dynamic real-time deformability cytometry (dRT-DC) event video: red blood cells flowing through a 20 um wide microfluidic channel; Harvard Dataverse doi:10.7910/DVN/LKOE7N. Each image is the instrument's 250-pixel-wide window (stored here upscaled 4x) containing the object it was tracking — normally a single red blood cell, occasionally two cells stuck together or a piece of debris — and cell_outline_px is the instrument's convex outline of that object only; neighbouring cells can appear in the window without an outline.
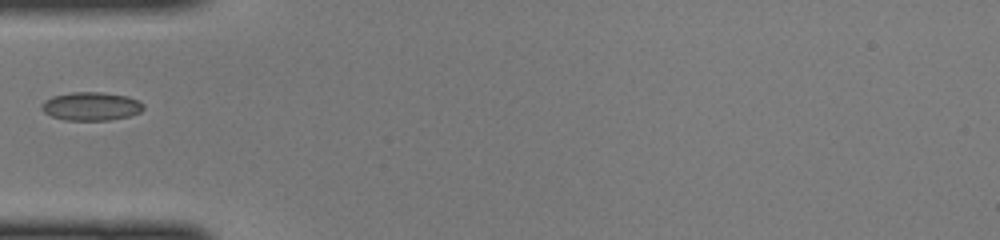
{"species": "common noctule bat (a hibernating species)", "species_latin": "Nyctalus noctula", "temperature_condition": "cold", "stored_images_in_passage": 33, "camera_frame_rate_fps": 3000, "um_per_image_px": 0.085, "animal": {"sex": "female", "body_mass_g": 22.0, "forearm_length_mm": 56.7}, "frame": {"image": 1, "passage_image": 1, "time_ms": 0.0, "image_size_px": [1000, 240], "cell_outline_px": [[144, 108], [140, 112], [128, 116], [108, 120], [64, 120], [52, 116], [44, 112], [40, 108], [40, 104], [44, 100], [52, 96], [72, 92], [100, 92], [128, 96], [144, 104]], "centroid_in_image_um": [7.71, 9.03], "position_along_channel_um": 77.3, "area_um2": 16.88}}
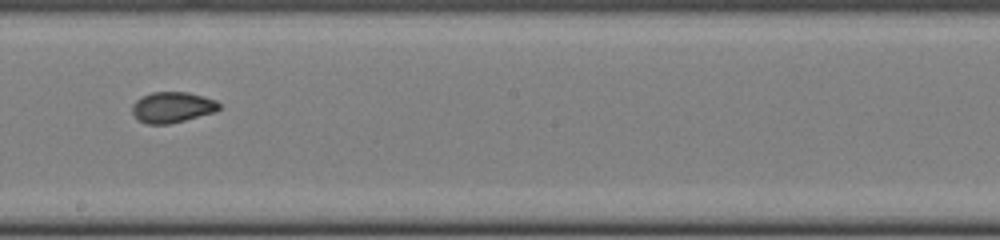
{"frame": {"image": 2, "passage_image": 12, "time_ms": 3.667, "image_size_px": [1000, 240], "cell_outline_px": [[220, 108], [216, 112], [168, 124], [144, 124], [132, 112], [132, 104], [140, 96], [152, 92], [188, 92], [204, 96], [216, 100], [220, 104]], "centroid_in_image_um": [14.65, 9.11], "position_along_channel_um": 233.6, "area_um2": 15.66}}
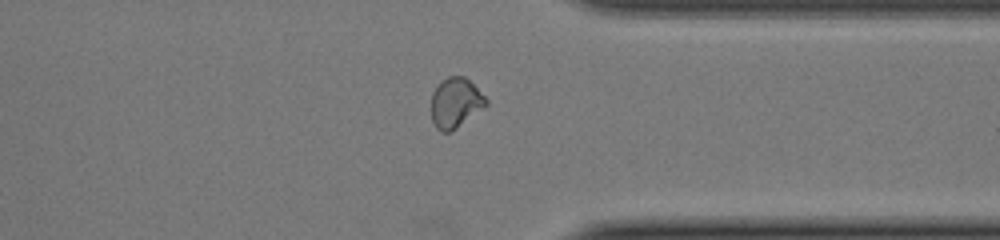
{"frame": {"image": 3, "passage_image": 22, "time_ms": 7.0, "image_size_px": [1000, 240], "cell_outline_px": [[488, 104], [484, 108], [456, 128], [448, 132], [440, 132], [436, 128], [432, 120], [432, 92], [440, 80], [448, 76], [464, 76], [488, 100]], "centroid_in_image_um": [38.7, 8.73], "position_along_channel_um": 372.7, "area_um2": 15.9}}